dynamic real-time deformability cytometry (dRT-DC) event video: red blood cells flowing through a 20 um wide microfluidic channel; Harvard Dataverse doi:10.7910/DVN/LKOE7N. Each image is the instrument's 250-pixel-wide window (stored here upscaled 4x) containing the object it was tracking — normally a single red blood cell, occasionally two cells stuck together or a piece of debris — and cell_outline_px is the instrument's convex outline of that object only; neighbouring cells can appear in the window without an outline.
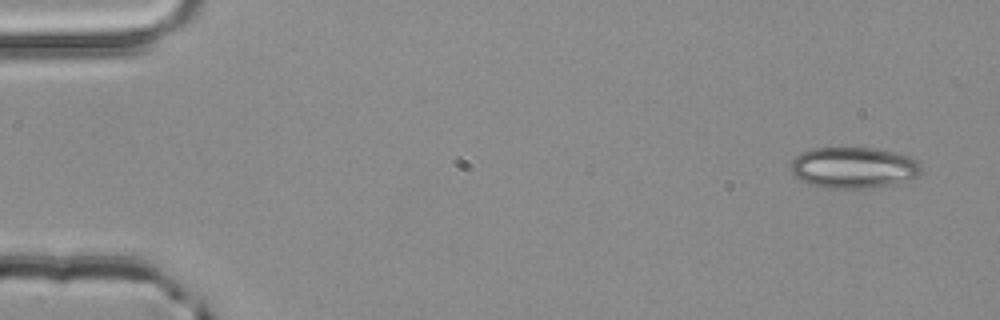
{"species": "common noctule bat (a hibernating species)", "species_latin": "Nyctalus noctula", "temperature_condition": "room temperature", "stored_images_in_passage": 4, "camera_frame_rate_fps": 3000, "um_per_image_px": 0.085, "animal": {"sex": "male", "body_mass_g": 20.4}, "frame": {"image": 1, "passage_image": 1, "time_ms": 0.0, "image_size_px": [1000, 320], "cell_outline_px": [[920, 172], [912, 180], [876, 188], [828, 188], [808, 184], [800, 180], [788, 168], [792, 160], [796, 156], [812, 148], [876, 148], [896, 152], [912, 156], [920, 160]], "centroid_in_image_um": [72.59, 14.25], "position_along_channel_um": 12.4, "area_um2": 31.79}}